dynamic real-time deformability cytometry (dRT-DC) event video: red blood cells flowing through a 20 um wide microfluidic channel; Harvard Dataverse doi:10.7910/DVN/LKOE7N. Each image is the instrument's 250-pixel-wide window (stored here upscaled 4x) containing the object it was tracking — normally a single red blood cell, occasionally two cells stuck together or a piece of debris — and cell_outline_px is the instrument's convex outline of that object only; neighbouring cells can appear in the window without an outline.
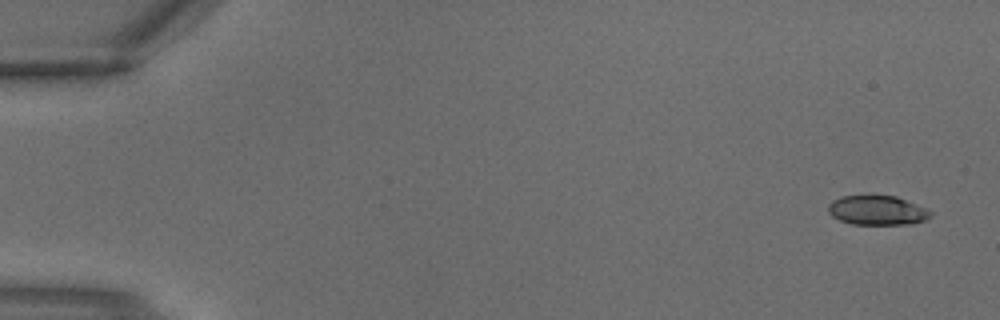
{"species": "common noctule bat (a hibernating species)", "species_latin": "Nyctalus noctula", "temperature_condition": "warm", "stored_images_in_passage": 3, "segment_of_instrument_passage": [2, 2], "camera_frame_rate_fps": 3000, "um_per_image_px": 0.085, "animal": {"sex": "male", "body_mass_g": 18.8}, "frame": {"image": 1, "passage_image": 3, "time_ms": 0.667, "image_size_px": [1000, 320], "cell_outline_px": [[932, 216], [928, 220], [912, 224], [852, 224], [840, 220], [832, 216], [828, 212], [828, 204], [832, 200], [840, 196], [896, 196], [928, 208], [932, 212]], "centroid_in_image_um": [74.61, 17.88], "position_along_channel_um": 10.4, "area_um2": 17.74}}